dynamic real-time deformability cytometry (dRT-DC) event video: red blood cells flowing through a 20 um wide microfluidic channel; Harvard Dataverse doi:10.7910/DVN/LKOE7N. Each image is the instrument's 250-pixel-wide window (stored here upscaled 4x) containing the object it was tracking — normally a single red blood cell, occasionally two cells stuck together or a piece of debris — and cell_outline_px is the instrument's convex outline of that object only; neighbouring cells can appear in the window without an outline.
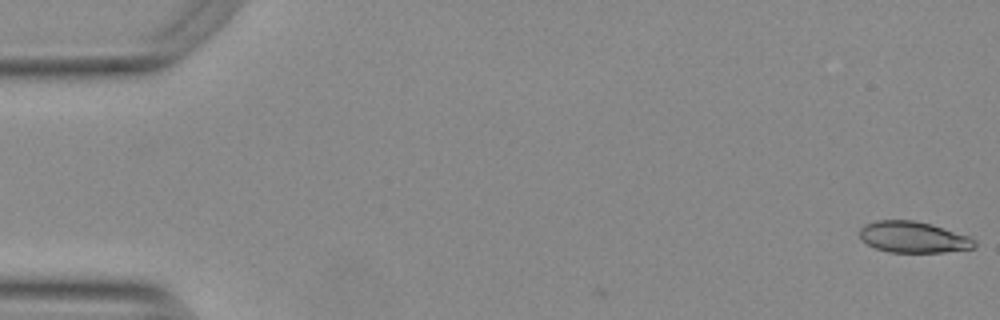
{"species": "Egyptian fruit bat (a non-hibernating species)", "species_latin": "Rousettus aegyptiacus", "temperature_condition": "warm", "stored_images_in_passage": 2, "camera_frame_rate_fps": 3000, "um_per_image_px": 0.085, "animal": {"sex": "female"}, "frame": {"image": 1, "passage_image": 2, "time_ms": 0.333, "image_size_px": [1000, 320], "cell_outline_px": [[976, 244], [972, 248], [944, 252], [888, 252], [876, 248], [860, 240], [860, 228], [864, 224], [876, 220], [912, 220], [932, 224], [968, 236], [976, 240]], "centroid_in_image_um": [77.6, 20.15], "position_along_channel_um": 7.4, "area_um2": 20.87}}